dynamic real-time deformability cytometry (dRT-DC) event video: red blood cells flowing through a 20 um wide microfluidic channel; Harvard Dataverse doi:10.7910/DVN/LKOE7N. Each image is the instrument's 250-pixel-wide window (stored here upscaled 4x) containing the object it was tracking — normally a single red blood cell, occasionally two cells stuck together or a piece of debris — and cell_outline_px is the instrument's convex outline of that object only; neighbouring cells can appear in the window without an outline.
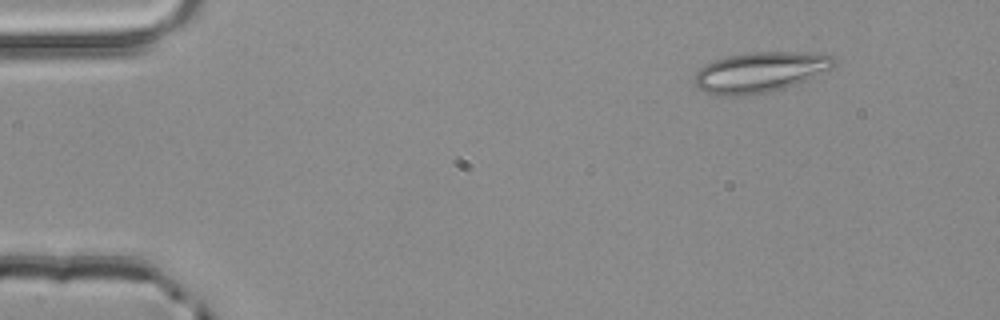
{"species": "common noctule bat (a hibernating species)", "species_latin": "Nyctalus noctula", "temperature_condition": "room temperature", "stored_images_in_passage": 5, "segment_of_instrument_passage": [2, 2], "camera_frame_rate_fps": 3000, "um_per_image_px": 0.085, "animal": {"sex": "male", "body_mass_g": 20.4}, "frame": {"image": 1, "passage_image": 5, "time_ms": 1.333, "image_size_px": [1000, 320], "cell_outline_px": [[836, 64], [832, 68], [796, 84], [784, 88], [768, 92], [748, 96], [720, 96], [704, 92], [696, 84], [696, 72], [704, 64], [728, 56], [752, 52], [792, 52], [832, 56], [836, 60]], "centroid_in_image_um": [64.58, 6.15], "position_along_channel_um": 20.4, "area_um2": 32.48}}